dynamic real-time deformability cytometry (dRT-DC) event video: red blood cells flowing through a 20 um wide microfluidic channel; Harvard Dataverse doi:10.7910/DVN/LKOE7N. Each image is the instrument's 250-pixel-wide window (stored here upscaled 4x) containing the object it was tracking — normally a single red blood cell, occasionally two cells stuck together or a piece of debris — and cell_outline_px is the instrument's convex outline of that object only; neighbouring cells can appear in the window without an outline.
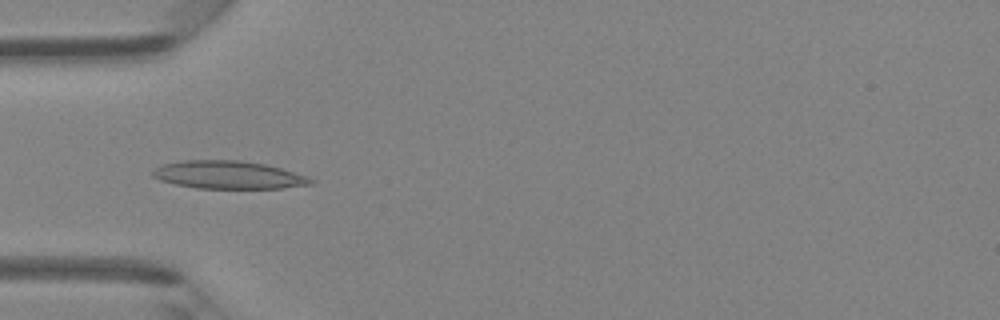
{"species": "Egyptian fruit bat (a non-hibernating species)", "species_latin": "Rousettus aegyptiacus", "temperature_condition": "room temperature", "stored_images_in_passage": 42, "camera_frame_rate_fps": 3000, "um_per_image_px": 0.085, "animal": {"sex": "female"}, "frame": {"image": 1, "passage_image": 10, "time_ms": 3.0, "image_size_px": [1000, 320], "cell_outline_px": [[316, 180], [312, 184], [284, 188], [196, 188], [176, 184], [160, 180], [152, 176], [152, 172], [156, 168], [164, 164], [184, 160], [240, 160], [264, 164], [280, 168], [308, 176]], "centroid_in_image_um": [19.45, 14.87], "position_along_channel_um": 65.6, "area_um2": 25.61}}
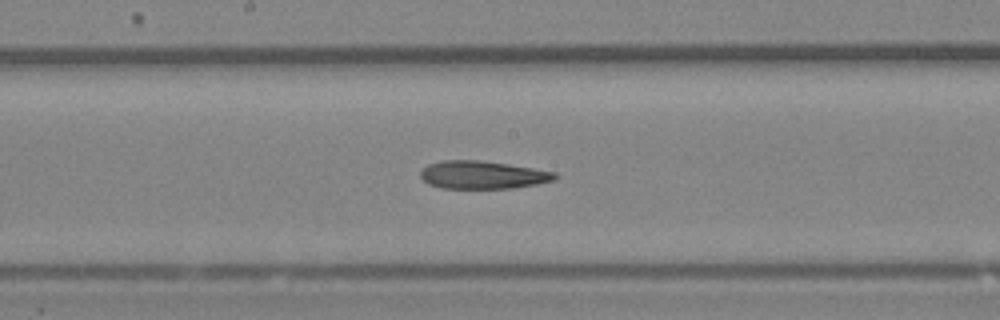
{"frame": {"image": 2, "passage_image": 20, "time_ms": 6.333, "image_size_px": [1000, 320], "cell_outline_px": [[560, 176], [556, 180], [536, 184], [512, 188], [440, 188], [428, 184], [420, 176], [420, 172], [428, 164], [444, 160], [480, 160], [508, 164], [556, 172]], "centroid_in_image_um": [41.04, 14.86], "position_along_channel_um": 207.2, "area_um2": 21.91}}
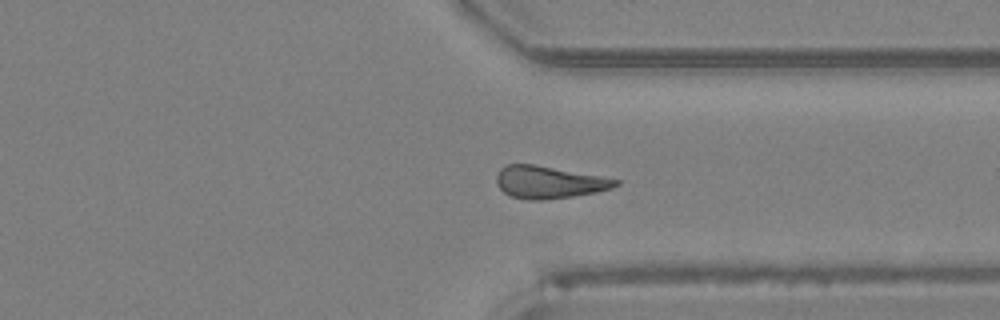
{"frame": {"image": 3, "passage_image": 31, "time_ms": 10.0, "image_size_px": [1000, 320], "cell_outline_px": [[620, 184], [612, 188], [596, 192], [572, 196], [540, 200], [528, 200], [512, 196], [504, 192], [496, 184], [496, 176], [500, 168], [508, 164], [532, 164], [600, 176], [620, 180]], "centroid_in_image_um": [46.64, 15.49], "position_along_channel_um": 364.8, "area_um2": 22.2}, "authors_computed_cell_mechanics": {"area_um2": 22.7732, "velocity_mm_per_s": 4.2803, "shape_relaxation_time_tau1_ms": 4.7628, "shape_relaxation_time_tau2_ms": 4.3712, "deformation_change_tau1": 0.1637, "deformation_change_tau2": 0.1535}}